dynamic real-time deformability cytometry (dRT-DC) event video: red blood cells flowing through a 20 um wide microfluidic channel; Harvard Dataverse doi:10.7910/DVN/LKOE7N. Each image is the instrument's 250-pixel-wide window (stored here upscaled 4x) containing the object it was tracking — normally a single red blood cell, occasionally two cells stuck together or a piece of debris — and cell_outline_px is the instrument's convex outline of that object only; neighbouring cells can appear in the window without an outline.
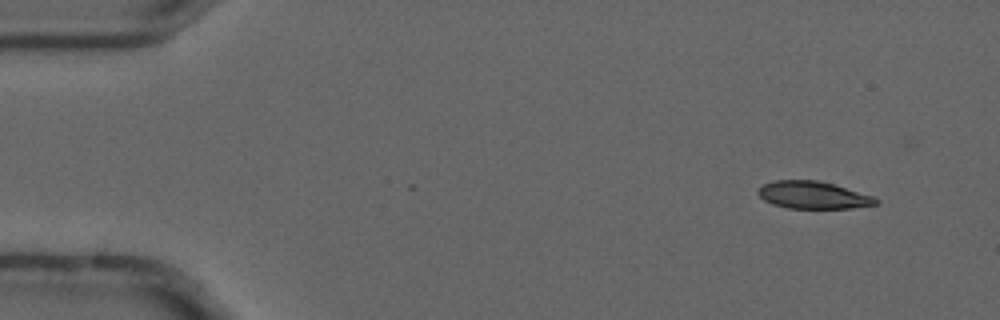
{"species": "common noctule bat (a hibernating species)", "species_latin": "Nyctalus noctula", "temperature_condition": "cold", "stored_images_in_passage": 6, "camera_frame_rate_fps": 3000, "um_per_image_px": 0.085, "animal": {"sex": "male", "forearm_length_mm": 52.5}, "frame": {"image": 1, "passage_image": 2, "time_ms": 0.333, "image_size_px": [1000, 320], "cell_outline_px": [[880, 204], [852, 208], [788, 208], [772, 204], [764, 200], [756, 192], [756, 188], [764, 184], [776, 180], [816, 180], [832, 184], [872, 196], [880, 200]], "centroid_in_image_um": [69.09, 16.59], "position_along_channel_um": 15.9, "area_um2": 18.73}}
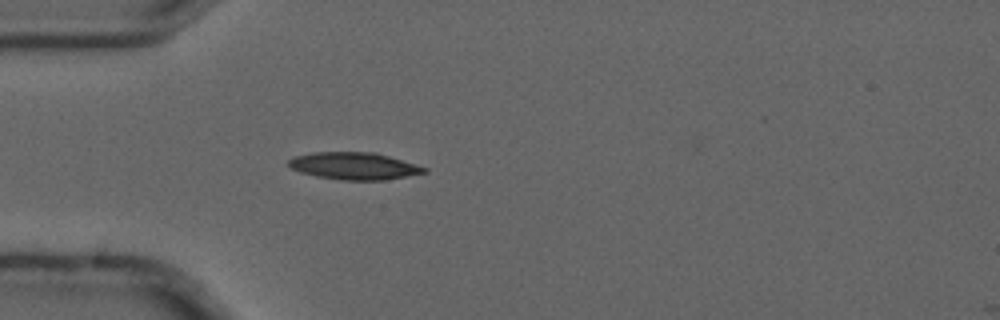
{"frame": {"image": 2, "passage_image": 5, "time_ms": 1.333, "image_size_px": [1000, 320], "cell_outline_px": [[428, 172], [384, 180], [340, 180], [316, 176], [300, 172], [288, 168], [284, 164], [288, 160], [296, 156], [312, 152], [376, 152], [428, 168]], "centroid_in_image_um": [30.05, 14.1], "position_along_channel_um": 55.0, "area_um2": 21.68}}